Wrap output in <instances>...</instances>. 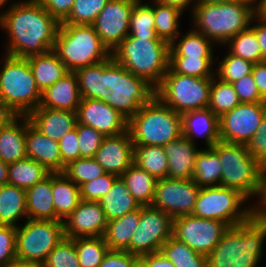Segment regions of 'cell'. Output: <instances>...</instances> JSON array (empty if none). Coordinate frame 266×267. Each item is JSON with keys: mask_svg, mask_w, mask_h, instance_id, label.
Returning <instances> with one entry per match:
<instances>
[{"mask_svg": "<svg viewBox=\"0 0 266 267\" xmlns=\"http://www.w3.org/2000/svg\"><path fill=\"white\" fill-rule=\"evenodd\" d=\"M75 73L82 98L101 100L128 121L155 97L156 89L151 84L128 71L112 56Z\"/></svg>", "mask_w": 266, "mask_h": 267, "instance_id": "obj_1", "label": "cell"}, {"mask_svg": "<svg viewBox=\"0 0 266 267\" xmlns=\"http://www.w3.org/2000/svg\"><path fill=\"white\" fill-rule=\"evenodd\" d=\"M60 23L34 0H21L0 14L3 53L28 57L53 49ZM5 43V44H4Z\"/></svg>", "mask_w": 266, "mask_h": 267, "instance_id": "obj_2", "label": "cell"}, {"mask_svg": "<svg viewBox=\"0 0 266 267\" xmlns=\"http://www.w3.org/2000/svg\"><path fill=\"white\" fill-rule=\"evenodd\" d=\"M266 220L253 215L229 227L207 256V267H266Z\"/></svg>", "mask_w": 266, "mask_h": 267, "instance_id": "obj_3", "label": "cell"}, {"mask_svg": "<svg viewBox=\"0 0 266 267\" xmlns=\"http://www.w3.org/2000/svg\"><path fill=\"white\" fill-rule=\"evenodd\" d=\"M256 10L244 2L224 4L197 2L188 17L195 30L204 34L217 47L251 26Z\"/></svg>", "mask_w": 266, "mask_h": 267, "instance_id": "obj_4", "label": "cell"}, {"mask_svg": "<svg viewBox=\"0 0 266 267\" xmlns=\"http://www.w3.org/2000/svg\"><path fill=\"white\" fill-rule=\"evenodd\" d=\"M111 56L156 89L169 69L170 44L161 39L127 36L111 52Z\"/></svg>", "mask_w": 266, "mask_h": 267, "instance_id": "obj_5", "label": "cell"}, {"mask_svg": "<svg viewBox=\"0 0 266 267\" xmlns=\"http://www.w3.org/2000/svg\"><path fill=\"white\" fill-rule=\"evenodd\" d=\"M211 148L222 164L220 186L238 190L255 204L262 191L265 167L249 154L246 145L219 141Z\"/></svg>", "mask_w": 266, "mask_h": 267, "instance_id": "obj_6", "label": "cell"}, {"mask_svg": "<svg viewBox=\"0 0 266 267\" xmlns=\"http://www.w3.org/2000/svg\"><path fill=\"white\" fill-rule=\"evenodd\" d=\"M52 50L72 72L111 57L93 25L60 24Z\"/></svg>", "mask_w": 266, "mask_h": 267, "instance_id": "obj_7", "label": "cell"}, {"mask_svg": "<svg viewBox=\"0 0 266 267\" xmlns=\"http://www.w3.org/2000/svg\"><path fill=\"white\" fill-rule=\"evenodd\" d=\"M134 145L164 146L183 136L181 114L156 96L128 121Z\"/></svg>", "mask_w": 266, "mask_h": 267, "instance_id": "obj_8", "label": "cell"}, {"mask_svg": "<svg viewBox=\"0 0 266 267\" xmlns=\"http://www.w3.org/2000/svg\"><path fill=\"white\" fill-rule=\"evenodd\" d=\"M0 54V100L18 116H27L41 102L29 62L24 57Z\"/></svg>", "mask_w": 266, "mask_h": 267, "instance_id": "obj_9", "label": "cell"}, {"mask_svg": "<svg viewBox=\"0 0 266 267\" xmlns=\"http://www.w3.org/2000/svg\"><path fill=\"white\" fill-rule=\"evenodd\" d=\"M192 215L220 220L231 227L248 221L254 215V204L233 188L201 187Z\"/></svg>", "mask_w": 266, "mask_h": 267, "instance_id": "obj_10", "label": "cell"}, {"mask_svg": "<svg viewBox=\"0 0 266 267\" xmlns=\"http://www.w3.org/2000/svg\"><path fill=\"white\" fill-rule=\"evenodd\" d=\"M212 78L174 73L170 68L155 90V96L176 113L208 108Z\"/></svg>", "mask_w": 266, "mask_h": 267, "instance_id": "obj_11", "label": "cell"}, {"mask_svg": "<svg viewBox=\"0 0 266 267\" xmlns=\"http://www.w3.org/2000/svg\"><path fill=\"white\" fill-rule=\"evenodd\" d=\"M64 237L63 221L27 219L16 228V257L43 265Z\"/></svg>", "mask_w": 266, "mask_h": 267, "instance_id": "obj_12", "label": "cell"}, {"mask_svg": "<svg viewBox=\"0 0 266 267\" xmlns=\"http://www.w3.org/2000/svg\"><path fill=\"white\" fill-rule=\"evenodd\" d=\"M172 236L173 218L170 215L151 205L140 206V221L125 251L138 257L158 253Z\"/></svg>", "mask_w": 266, "mask_h": 267, "instance_id": "obj_13", "label": "cell"}, {"mask_svg": "<svg viewBox=\"0 0 266 267\" xmlns=\"http://www.w3.org/2000/svg\"><path fill=\"white\" fill-rule=\"evenodd\" d=\"M228 228L229 226L220 220L199 218L192 214L173 219V237L206 257Z\"/></svg>", "mask_w": 266, "mask_h": 267, "instance_id": "obj_14", "label": "cell"}, {"mask_svg": "<svg viewBox=\"0 0 266 267\" xmlns=\"http://www.w3.org/2000/svg\"><path fill=\"white\" fill-rule=\"evenodd\" d=\"M200 187L193 179H158L151 206L173 219L193 213Z\"/></svg>", "mask_w": 266, "mask_h": 267, "instance_id": "obj_15", "label": "cell"}, {"mask_svg": "<svg viewBox=\"0 0 266 267\" xmlns=\"http://www.w3.org/2000/svg\"><path fill=\"white\" fill-rule=\"evenodd\" d=\"M266 103H240L219 117L220 141L246 145L258 130Z\"/></svg>", "mask_w": 266, "mask_h": 267, "instance_id": "obj_16", "label": "cell"}, {"mask_svg": "<svg viewBox=\"0 0 266 267\" xmlns=\"http://www.w3.org/2000/svg\"><path fill=\"white\" fill-rule=\"evenodd\" d=\"M138 0H109L93 23L101 41L112 52L128 35L130 14Z\"/></svg>", "mask_w": 266, "mask_h": 267, "instance_id": "obj_17", "label": "cell"}, {"mask_svg": "<svg viewBox=\"0 0 266 267\" xmlns=\"http://www.w3.org/2000/svg\"><path fill=\"white\" fill-rule=\"evenodd\" d=\"M76 115L77 123L90 126L104 136H115L128 130V120L98 99L82 98Z\"/></svg>", "mask_w": 266, "mask_h": 267, "instance_id": "obj_18", "label": "cell"}, {"mask_svg": "<svg viewBox=\"0 0 266 267\" xmlns=\"http://www.w3.org/2000/svg\"><path fill=\"white\" fill-rule=\"evenodd\" d=\"M108 220L99 202L80 200L74 211L63 220L68 238L103 237Z\"/></svg>", "mask_w": 266, "mask_h": 267, "instance_id": "obj_19", "label": "cell"}, {"mask_svg": "<svg viewBox=\"0 0 266 267\" xmlns=\"http://www.w3.org/2000/svg\"><path fill=\"white\" fill-rule=\"evenodd\" d=\"M134 143L127 130L115 136H105L94 159L105 173L121 177L133 163Z\"/></svg>", "mask_w": 266, "mask_h": 267, "instance_id": "obj_20", "label": "cell"}, {"mask_svg": "<svg viewBox=\"0 0 266 267\" xmlns=\"http://www.w3.org/2000/svg\"><path fill=\"white\" fill-rule=\"evenodd\" d=\"M181 118L182 134L194 144L211 148L220 141L219 117L209 108L185 112L181 114Z\"/></svg>", "mask_w": 266, "mask_h": 267, "instance_id": "obj_21", "label": "cell"}, {"mask_svg": "<svg viewBox=\"0 0 266 267\" xmlns=\"http://www.w3.org/2000/svg\"><path fill=\"white\" fill-rule=\"evenodd\" d=\"M26 155L51 173H62L66 166L61 159L59 142L43 135L30 123L26 126Z\"/></svg>", "mask_w": 266, "mask_h": 267, "instance_id": "obj_22", "label": "cell"}, {"mask_svg": "<svg viewBox=\"0 0 266 267\" xmlns=\"http://www.w3.org/2000/svg\"><path fill=\"white\" fill-rule=\"evenodd\" d=\"M30 124L43 135L59 141L76 128V112L61 109L37 108L27 115Z\"/></svg>", "mask_w": 266, "mask_h": 267, "instance_id": "obj_23", "label": "cell"}, {"mask_svg": "<svg viewBox=\"0 0 266 267\" xmlns=\"http://www.w3.org/2000/svg\"><path fill=\"white\" fill-rule=\"evenodd\" d=\"M168 159V179H192L196 157L201 146L184 136L163 146Z\"/></svg>", "mask_w": 266, "mask_h": 267, "instance_id": "obj_24", "label": "cell"}, {"mask_svg": "<svg viewBox=\"0 0 266 267\" xmlns=\"http://www.w3.org/2000/svg\"><path fill=\"white\" fill-rule=\"evenodd\" d=\"M81 99L77 75L75 72L69 71L41 93V102L38 108L76 112Z\"/></svg>", "mask_w": 266, "mask_h": 267, "instance_id": "obj_25", "label": "cell"}, {"mask_svg": "<svg viewBox=\"0 0 266 267\" xmlns=\"http://www.w3.org/2000/svg\"><path fill=\"white\" fill-rule=\"evenodd\" d=\"M30 123L27 116H18L9 125L0 128V159L13 163L26 155V126Z\"/></svg>", "mask_w": 266, "mask_h": 267, "instance_id": "obj_26", "label": "cell"}, {"mask_svg": "<svg viewBox=\"0 0 266 267\" xmlns=\"http://www.w3.org/2000/svg\"><path fill=\"white\" fill-rule=\"evenodd\" d=\"M25 191L28 219L56 220L52 194V173Z\"/></svg>", "mask_w": 266, "mask_h": 267, "instance_id": "obj_27", "label": "cell"}, {"mask_svg": "<svg viewBox=\"0 0 266 267\" xmlns=\"http://www.w3.org/2000/svg\"><path fill=\"white\" fill-rule=\"evenodd\" d=\"M170 44V57H216L218 47L191 25ZM215 52V53H214Z\"/></svg>", "mask_w": 266, "mask_h": 267, "instance_id": "obj_28", "label": "cell"}, {"mask_svg": "<svg viewBox=\"0 0 266 267\" xmlns=\"http://www.w3.org/2000/svg\"><path fill=\"white\" fill-rule=\"evenodd\" d=\"M26 58L41 93L69 72L53 50Z\"/></svg>", "mask_w": 266, "mask_h": 267, "instance_id": "obj_29", "label": "cell"}, {"mask_svg": "<svg viewBox=\"0 0 266 267\" xmlns=\"http://www.w3.org/2000/svg\"><path fill=\"white\" fill-rule=\"evenodd\" d=\"M27 219L25 189L10 184L0 186V225L17 228Z\"/></svg>", "mask_w": 266, "mask_h": 267, "instance_id": "obj_30", "label": "cell"}, {"mask_svg": "<svg viewBox=\"0 0 266 267\" xmlns=\"http://www.w3.org/2000/svg\"><path fill=\"white\" fill-rule=\"evenodd\" d=\"M52 194L56 221L68 217L81 200L80 187L63 173H52Z\"/></svg>", "mask_w": 266, "mask_h": 267, "instance_id": "obj_31", "label": "cell"}, {"mask_svg": "<svg viewBox=\"0 0 266 267\" xmlns=\"http://www.w3.org/2000/svg\"><path fill=\"white\" fill-rule=\"evenodd\" d=\"M98 202L108 221L120 218L141 206L133 198L122 177L115 180L112 188Z\"/></svg>", "mask_w": 266, "mask_h": 267, "instance_id": "obj_32", "label": "cell"}, {"mask_svg": "<svg viewBox=\"0 0 266 267\" xmlns=\"http://www.w3.org/2000/svg\"><path fill=\"white\" fill-rule=\"evenodd\" d=\"M139 221L140 207L120 218L108 221L103 238L109 250H125L130 245Z\"/></svg>", "mask_w": 266, "mask_h": 267, "instance_id": "obj_33", "label": "cell"}, {"mask_svg": "<svg viewBox=\"0 0 266 267\" xmlns=\"http://www.w3.org/2000/svg\"><path fill=\"white\" fill-rule=\"evenodd\" d=\"M133 198L141 205H151L157 179L144 169L132 163L121 176Z\"/></svg>", "mask_w": 266, "mask_h": 267, "instance_id": "obj_34", "label": "cell"}, {"mask_svg": "<svg viewBox=\"0 0 266 267\" xmlns=\"http://www.w3.org/2000/svg\"><path fill=\"white\" fill-rule=\"evenodd\" d=\"M155 31L159 39L171 44L183 31L181 21L185 14L178 8L153 0ZM184 15V16H183Z\"/></svg>", "mask_w": 266, "mask_h": 267, "instance_id": "obj_35", "label": "cell"}, {"mask_svg": "<svg viewBox=\"0 0 266 267\" xmlns=\"http://www.w3.org/2000/svg\"><path fill=\"white\" fill-rule=\"evenodd\" d=\"M222 164L212 148H201L197 154L192 179L201 187L220 186Z\"/></svg>", "mask_w": 266, "mask_h": 267, "instance_id": "obj_36", "label": "cell"}, {"mask_svg": "<svg viewBox=\"0 0 266 267\" xmlns=\"http://www.w3.org/2000/svg\"><path fill=\"white\" fill-rule=\"evenodd\" d=\"M50 173L42 164L26 157L8 165V184L26 190Z\"/></svg>", "mask_w": 266, "mask_h": 267, "instance_id": "obj_37", "label": "cell"}, {"mask_svg": "<svg viewBox=\"0 0 266 267\" xmlns=\"http://www.w3.org/2000/svg\"><path fill=\"white\" fill-rule=\"evenodd\" d=\"M133 163L157 180L167 178L168 159L162 146L134 145Z\"/></svg>", "mask_w": 266, "mask_h": 267, "instance_id": "obj_38", "label": "cell"}, {"mask_svg": "<svg viewBox=\"0 0 266 267\" xmlns=\"http://www.w3.org/2000/svg\"><path fill=\"white\" fill-rule=\"evenodd\" d=\"M135 38L159 39L155 31L153 0L137 1L130 14L129 35Z\"/></svg>", "mask_w": 266, "mask_h": 267, "instance_id": "obj_39", "label": "cell"}, {"mask_svg": "<svg viewBox=\"0 0 266 267\" xmlns=\"http://www.w3.org/2000/svg\"><path fill=\"white\" fill-rule=\"evenodd\" d=\"M229 53L250 61L253 64L263 62L262 52L254 30L249 27L229 39L223 46Z\"/></svg>", "mask_w": 266, "mask_h": 267, "instance_id": "obj_40", "label": "cell"}, {"mask_svg": "<svg viewBox=\"0 0 266 267\" xmlns=\"http://www.w3.org/2000/svg\"><path fill=\"white\" fill-rule=\"evenodd\" d=\"M216 57H170L169 68L182 75L213 78L215 76Z\"/></svg>", "mask_w": 266, "mask_h": 267, "instance_id": "obj_41", "label": "cell"}, {"mask_svg": "<svg viewBox=\"0 0 266 267\" xmlns=\"http://www.w3.org/2000/svg\"><path fill=\"white\" fill-rule=\"evenodd\" d=\"M223 51L226 52L221 55L223 57H220V54L216 55L215 76L217 78L232 84L252 73L254 65L252 62L225 51V48Z\"/></svg>", "mask_w": 266, "mask_h": 267, "instance_id": "obj_42", "label": "cell"}, {"mask_svg": "<svg viewBox=\"0 0 266 267\" xmlns=\"http://www.w3.org/2000/svg\"><path fill=\"white\" fill-rule=\"evenodd\" d=\"M240 103L238 95L231 83L224 82L216 76L212 78L208 108L212 110L216 116L220 117Z\"/></svg>", "mask_w": 266, "mask_h": 267, "instance_id": "obj_43", "label": "cell"}, {"mask_svg": "<svg viewBox=\"0 0 266 267\" xmlns=\"http://www.w3.org/2000/svg\"><path fill=\"white\" fill-rule=\"evenodd\" d=\"M73 240L80 267H98L109 250L103 237L74 238Z\"/></svg>", "mask_w": 266, "mask_h": 267, "instance_id": "obj_44", "label": "cell"}, {"mask_svg": "<svg viewBox=\"0 0 266 267\" xmlns=\"http://www.w3.org/2000/svg\"><path fill=\"white\" fill-rule=\"evenodd\" d=\"M62 173L81 187L84 183L102 176L105 171L93 157H81L68 163Z\"/></svg>", "mask_w": 266, "mask_h": 267, "instance_id": "obj_45", "label": "cell"}, {"mask_svg": "<svg viewBox=\"0 0 266 267\" xmlns=\"http://www.w3.org/2000/svg\"><path fill=\"white\" fill-rule=\"evenodd\" d=\"M109 0H74L69 17L60 24L93 25Z\"/></svg>", "mask_w": 266, "mask_h": 267, "instance_id": "obj_46", "label": "cell"}, {"mask_svg": "<svg viewBox=\"0 0 266 267\" xmlns=\"http://www.w3.org/2000/svg\"><path fill=\"white\" fill-rule=\"evenodd\" d=\"M174 265H186L194 263H207V257L196 253L188 245L170 237L160 251Z\"/></svg>", "mask_w": 266, "mask_h": 267, "instance_id": "obj_47", "label": "cell"}, {"mask_svg": "<svg viewBox=\"0 0 266 267\" xmlns=\"http://www.w3.org/2000/svg\"><path fill=\"white\" fill-rule=\"evenodd\" d=\"M43 267H80L74 240L64 237L49 253Z\"/></svg>", "mask_w": 266, "mask_h": 267, "instance_id": "obj_48", "label": "cell"}, {"mask_svg": "<svg viewBox=\"0 0 266 267\" xmlns=\"http://www.w3.org/2000/svg\"><path fill=\"white\" fill-rule=\"evenodd\" d=\"M118 176L105 173L80 187V199L98 202L113 186Z\"/></svg>", "mask_w": 266, "mask_h": 267, "instance_id": "obj_49", "label": "cell"}, {"mask_svg": "<svg viewBox=\"0 0 266 267\" xmlns=\"http://www.w3.org/2000/svg\"><path fill=\"white\" fill-rule=\"evenodd\" d=\"M77 131L81 157H94L105 136L81 123H77Z\"/></svg>", "mask_w": 266, "mask_h": 267, "instance_id": "obj_50", "label": "cell"}, {"mask_svg": "<svg viewBox=\"0 0 266 267\" xmlns=\"http://www.w3.org/2000/svg\"><path fill=\"white\" fill-rule=\"evenodd\" d=\"M16 257V227L0 225V267H5Z\"/></svg>", "mask_w": 266, "mask_h": 267, "instance_id": "obj_51", "label": "cell"}, {"mask_svg": "<svg viewBox=\"0 0 266 267\" xmlns=\"http://www.w3.org/2000/svg\"><path fill=\"white\" fill-rule=\"evenodd\" d=\"M241 103H266L261 97L252 73L232 83Z\"/></svg>", "mask_w": 266, "mask_h": 267, "instance_id": "obj_52", "label": "cell"}, {"mask_svg": "<svg viewBox=\"0 0 266 267\" xmlns=\"http://www.w3.org/2000/svg\"><path fill=\"white\" fill-rule=\"evenodd\" d=\"M251 154L263 167L266 168V112L253 138L246 144Z\"/></svg>", "mask_w": 266, "mask_h": 267, "instance_id": "obj_53", "label": "cell"}, {"mask_svg": "<svg viewBox=\"0 0 266 267\" xmlns=\"http://www.w3.org/2000/svg\"><path fill=\"white\" fill-rule=\"evenodd\" d=\"M58 142L61 159L65 165L81 158L77 125L75 129L62 136V138Z\"/></svg>", "mask_w": 266, "mask_h": 267, "instance_id": "obj_54", "label": "cell"}, {"mask_svg": "<svg viewBox=\"0 0 266 267\" xmlns=\"http://www.w3.org/2000/svg\"><path fill=\"white\" fill-rule=\"evenodd\" d=\"M42 5L45 10L59 23L64 22L72 10L74 0H34Z\"/></svg>", "mask_w": 266, "mask_h": 267, "instance_id": "obj_55", "label": "cell"}, {"mask_svg": "<svg viewBox=\"0 0 266 267\" xmlns=\"http://www.w3.org/2000/svg\"><path fill=\"white\" fill-rule=\"evenodd\" d=\"M137 258L125 250H108L98 267H132Z\"/></svg>", "mask_w": 266, "mask_h": 267, "instance_id": "obj_56", "label": "cell"}, {"mask_svg": "<svg viewBox=\"0 0 266 267\" xmlns=\"http://www.w3.org/2000/svg\"><path fill=\"white\" fill-rule=\"evenodd\" d=\"M256 35L262 52L263 61H266V21L255 16L250 26Z\"/></svg>", "mask_w": 266, "mask_h": 267, "instance_id": "obj_57", "label": "cell"}, {"mask_svg": "<svg viewBox=\"0 0 266 267\" xmlns=\"http://www.w3.org/2000/svg\"><path fill=\"white\" fill-rule=\"evenodd\" d=\"M252 75L261 97L266 101V61L254 64Z\"/></svg>", "mask_w": 266, "mask_h": 267, "instance_id": "obj_58", "label": "cell"}, {"mask_svg": "<svg viewBox=\"0 0 266 267\" xmlns=\"http://www.w3.org/2000/svg\"><path fill=\"white\" fill-rule=\"evenodd\" d=\"M148 267H175L161 252L152 253L141 257Z\"/></svg>", "mask_w": 266, "mask_h": 267, "instance_id": "obj_59", "label": "cell"}, {"mask_svg": "<svg viewBox=\"0 0 266 267\" xmlns=\"http://www.w3.org/2000/svg\"><path fill=\"white\" fill-rule=\"evenodd\" d=\"M155 1L163 5L176 7L184 14L187 11L189 16L192 14L194 6L197 4V0H155Z\"/></svg>", "mask_w": 266, "mask_h": 267, "instance_id": "obj_60", "label": "cell"}, {"mask_svg": "<svg viewBox=\"0 0 266 267\" xmlns=\"http://www.w3.org/2000/svg\"><path fill=\"white\" fill-rule=\"evenodd\" d=\"M254 215L266 220V169L263 174L262 191L259 199L254 204Z\"/></svg>", "mask_w": 266, "mask_h": 267, "instance_id": "obj_61", "label": "cell"}, {"mask_svg": "<svg viewBox=\"0 0 266 267\" xmlns=\"http://www.w3.org/2000/svg\"><path fill=\"white\" fill-rule=\"evenodd\" d=\"M18 115L2 100H0V128L9 125Z\"/></svg>", "mask_w": 266, "mask_h": 267, "instance_id": "obj_62", "label": "cell"}, {"mask_svg": "<svg viewBox=\"0 0 266 267\" xmlns=\"http://www.w3.org/2000/svg\"><path fill=\"white\" fill-rule=\"evenodd\" d=\"M5 267H43V265L40 263L21 261V260L15 259L14 261L10 262Z\"/></svg>", "mask_w": 266, "mask_h": 267, "instance_id": "obj_63", "label": "cell"}, {"mask_svg": "<svg viewBox=\"0 0 266 267\" xmlns=\"http://www.w3.org/2000/svg\"><path fill=\"white\" fill-rule=\"evenodd\" d=\"M8 165L0 159V186L8 184Z\"/></svg>", "mask_w": 266, "mask_h": 267, "instance_id": "obj_64", "label": "cell"}, {"mask_svg": "<svg viewBox=\"0 0 266 267\" xmlns=\"http://www.w3.org/2000/svg\"><path fill=\"white\" fill-rule=\"evenodd\" d=\"M21 0H0V14Z\"/></svg>", "mask_w": 266, "mask_h": 267, "instance_id": "obj_65", "label": "cell"}, {"mask_svg": "<svg viewBox=\"0 0 266 267\" xmlns=\"http://www.w3.org/2000/svg\"><path fill=\"white\" fill-rule=\"evenodd\" d=\"M256 16L266 21V0H262L260 6L256 9Z\"/></svg>", "mask_w": 266, "mask_h": 267, "instance_id": "obj_66", "label": "cell"}, {"mask_svg": "<svg viewBox=\"0 0 266 267\" xmlns=\"http://www.w3.org/2000/svg\"><path fill=\"white\" fill-rule=\"evenodd\" d=\"M239 2H244L246 4H249L252 6L255 10L260 6L262 0H236Z\"/></svg>", "mask_w": 266, "mask_h": 267, "instance_id": "obj_67", "label": "cell"}, {"mask_svg": "<svg viewBox=\"0 0 266 267\" xmlns=\"http://www.w3.org/2000/svg\"><path fill=\"white\" fill-rule=\"evenodd\" d=\"M236 0H197V2H204V3H213V4H224V3H231Z\"/></svg>", "mask_w": 266, "mask_h": 267, "instance_id": "obj_68", "label": "cell"}, {"mask_svg": "<svg viewBox=\"0 0 266 267\" xmlns=\"http://www.w3.org/2000/svg\"><path fill=\"white\" fill-rule=\"evenodd\" d=\"M132 267H148L147 263L141 258V257H138Z\"/></svg>", "mask_w": 266, "mask_h": 267, "instance_id": "obj_69", "label": "cell"}, {"mask_svg": "<svg viewBox=\"0 0 266 267\" xmlns=\"http://www.w3.org/2000/svg\"><path fill=\"white\" fill-rule=\"evenodd\" d=\"M175 267H207V263H194L186 265H175Z\"/></svg>", "mask_w": 266, "mask_h": 267, "instance_id": "obj_70", "label": "cell"}]
</instances>
